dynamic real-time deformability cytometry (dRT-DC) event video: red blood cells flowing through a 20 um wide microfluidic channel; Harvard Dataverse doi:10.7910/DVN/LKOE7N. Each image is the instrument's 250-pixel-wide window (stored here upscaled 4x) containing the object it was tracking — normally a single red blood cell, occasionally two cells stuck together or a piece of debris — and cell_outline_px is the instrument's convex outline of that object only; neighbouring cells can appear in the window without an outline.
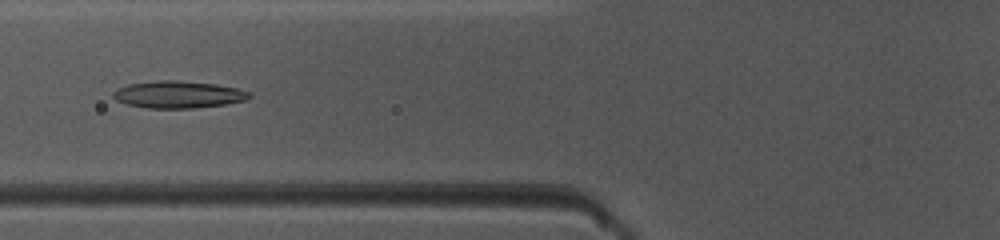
{"species": "common noctule bat (a hibernating species)", "species_latin": "Nyctalus noctula", "temperature_condition": "warm", "stored_images_in_passage": 33, "camera_frame_rate_fps": 3000, "um_per_image_px": 0.085, "animal": {"sex": "female", "body_mass_g": 10.0, "forearm_length_mm": 53.1}, "frame": {"image": 1, "passage_image": 5, "time_ms": 1.333, "image_size_px": [1000, 240], "cell_outline_px": [[252, 96], [248, 100], [224, 104], [192, 108], [148, 108], [128, 104], [116, 100], [112, 96], [112, 92], [116, 88], [128, 84], [156, 80], [176, 80], [216, 84], [236, 88], [252, 92]], "centroid_in_image_um": [15.15, 8.02], "position_along_channel_um": 110.6, "area_um2": 21.62}}
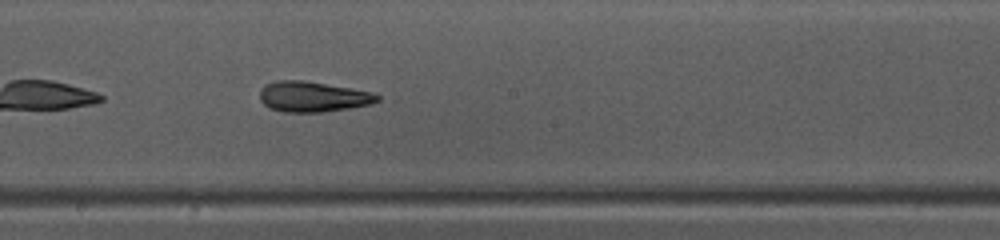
{"frame": {"image": 2, "passage_image": 13, "time_ms": 4.0, "image_size_px": [1000, 240], "cell_outline_px": [[380, 100], [368, 104], [348, 108], [320, 112], [284, 112], [268, 108], [260, 100], [260, 88], [264, 84], [276, 80], [304, 80], [376, 92], [380, 96]], "centroid_in_image_um": [26.57, 8.2], "position_along_channel_um": 221.6, "area_um2": 21.04}}
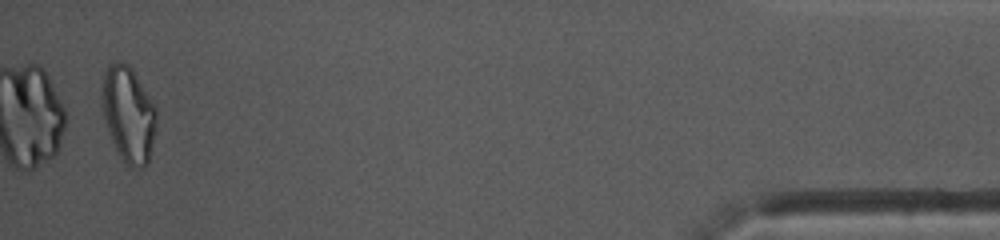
{"frame": {"image": 3, "passage_image": 33, "time_ms": 10.667, "image_size_px": [1000, 240], "cell_outline_px": [[156, 128], [148, 164], [144, 168], [128, 168], [124, 164], [112, 140], [104, 120], [100, 92], [104, 72], [108, 64], [116, 60], [124, 60], [132, 68], [156, 104]], "centroid_in_image_um": [10.92, 9.68], "position_along_channel_um": 424.3, "area_um2": 31.21}, "authors_computed_cell_mechanics": {"area_um2": 21.3282, "velocity_mm_per_s": 4.1416, "shape_relaxation_time_tau1_ms": 4.5116, "shape_relaxation_time_tau2_ms": 2.4488, "deformation_change_tau1": 0.1815, "deformation_change_tau2": 0.1208}}